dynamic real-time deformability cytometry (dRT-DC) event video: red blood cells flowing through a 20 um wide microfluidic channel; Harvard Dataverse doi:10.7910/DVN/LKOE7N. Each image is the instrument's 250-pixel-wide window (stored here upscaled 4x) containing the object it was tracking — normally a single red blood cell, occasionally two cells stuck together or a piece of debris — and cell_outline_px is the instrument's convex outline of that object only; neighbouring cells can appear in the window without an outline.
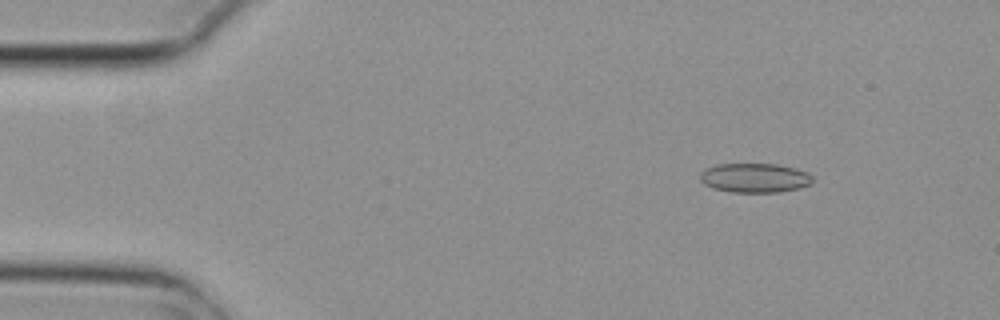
{"species": "common noctule bat (a hibernating species)", "species_latin": "Nyctalus noctula", "temperature_condition": "cold", "stored_images_in_passage": 8, "camera_frame_rate_fps": 3000, "um_per_image_px": 0.085, "animal": {"sex": "female", "body_mass_g": 29.2, "forearm_length_mm": 56.3}, "frame": {"image": 1, "passage_image": 2, "time_ms": 0.333, "image_size_px": [1000, 320], "cell_outline_px": [[812, 184], [800, 188], [776, 192], [732, 192], [712, 188], [704, 184], [700, 180], [700, 172], [704, 168], [716, 164], [776, 164], [796, 168], [808, 172], [812, 176]], "centroid_in_image_um": [64.14, 15.11], "position_along_channel_um": 20.9, "area_um2": 19.42}}
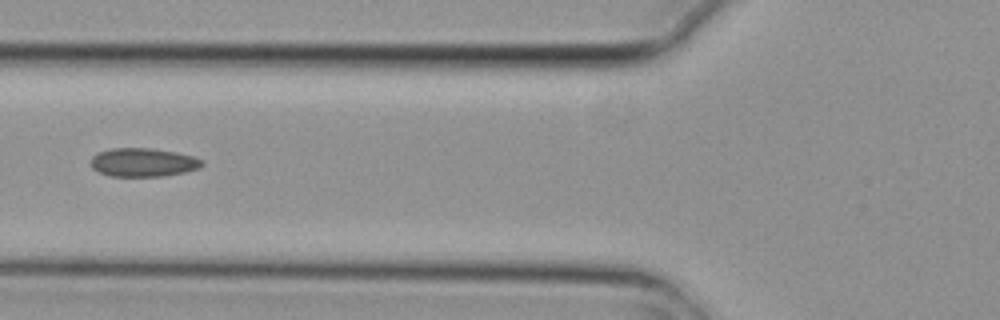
{"frame": {"image": 2, "passage_image": 6, "time_ms": 1.667, "image_size_px": [1000, 320], "cell_outline_px": [[204, 164], [200, 168], [184, 172], [164, 176], [112, 176], [100, 172], [92, 168], [92, 156], [96, 152], [112, 148], [152, 148], [176, 152], [192, 156], [204, 160]], "centroid_in_image_um": [12.19, 13.79], "position_along_channel_um": 113.6, "area_um2": 18.55}}
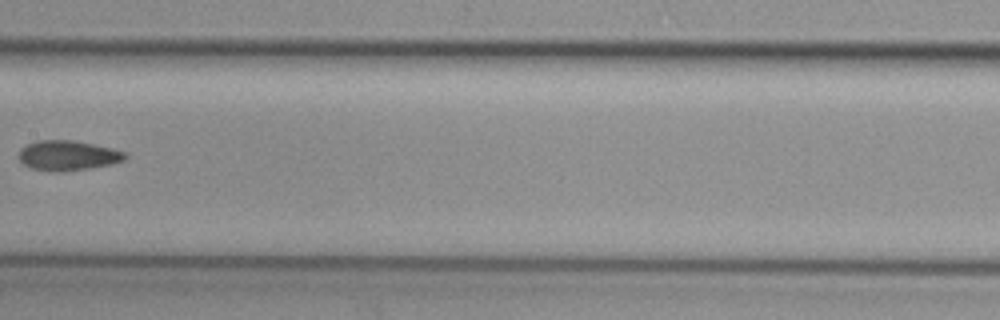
{"frame": {"image": 3, "passage_image": 8, "time_ms": 2.333, "image_size_px": [1000, 320], "cell_outline_px": [[128, 156], [124, 160], [112, 164], [88, 168], [60, 172], [52, 172], [32, 168], [24, 164], [20, 160], [20, 148], [36, 140], [72, 140], [112, 148], [128, 152]], "centroid_in_image_um": [5.79, 13.21], "position_along_channel_um": 201.6, "area_um2": 18.55}}